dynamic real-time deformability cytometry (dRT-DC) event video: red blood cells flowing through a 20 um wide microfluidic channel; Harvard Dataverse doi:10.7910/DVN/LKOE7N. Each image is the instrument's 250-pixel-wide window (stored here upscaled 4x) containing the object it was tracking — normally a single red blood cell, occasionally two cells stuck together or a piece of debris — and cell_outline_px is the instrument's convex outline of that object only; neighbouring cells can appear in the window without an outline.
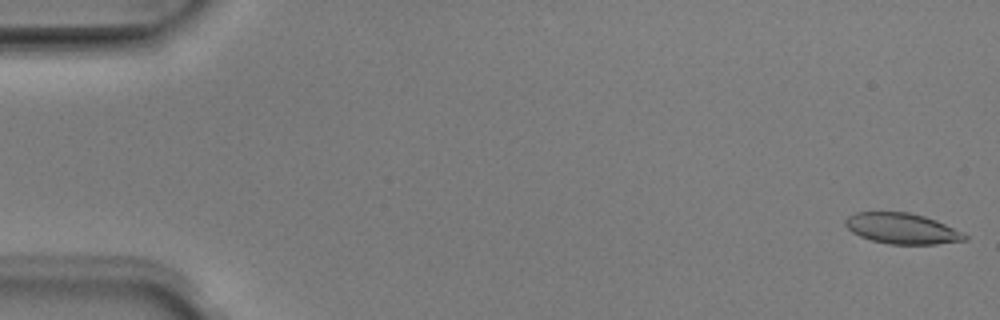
{"species": "Egyptian fruit bat (a non-hibernating species)", "species_latin": "Rousettus aegyptiacus", "temperature_condition": "room temperature", "stored_images_in_passage": 51, "camera_frame_rate_fps": 3000, "um_per_image_px": 0.085, "animal": {"sex": "male"}, "frame": {"image": 1, "passage_image": 1, "time_ms": 0.0, "image_size_px": [1000, 320], "cell_outline_px": [[968, 240], [936, 244], [888, 244], [872, 240], [860, 236], [852, 232], [844, 224], [844, 220], [848, 216], [856, 212], [908, 212], [924, 216], [936, 220], [964, 232], [968, 236]], "centroid_in_image_um": [76.69, 19.42], "position_along_channel_um": 8.3, "area_um2": 21.44}}
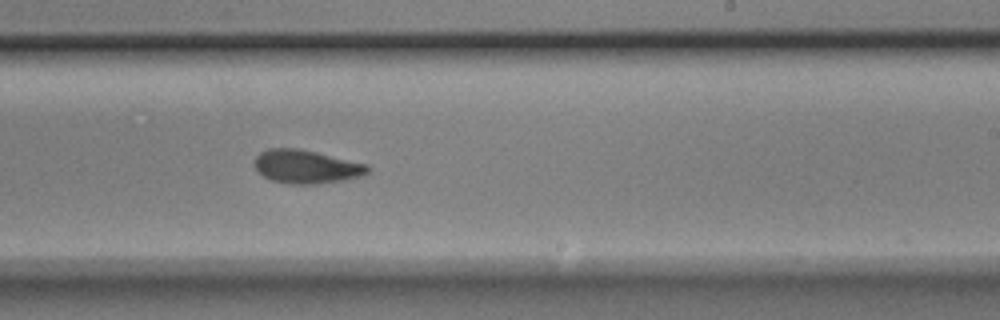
{"frame": {"image": 2, "passage_image": 31, "time_ms": 10.0, "image_size_px": [1000, 320], "cell_outline_px": [[372, 168], [364, 176], [348, 180], [316, 184], [288, 184], [272, 180], [256, 172], [252, 164], [256, 156], [260, 152], [268, 148], [296, 148], [316, 152], [368, 164]], "centroid_in_image_um": [26.04, 14.18], "position_along_channel_um": 263.0, "area_um2": 22.54}}
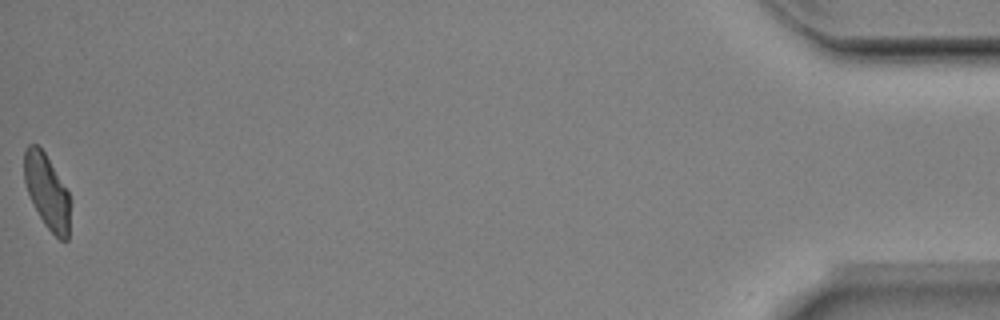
{"frame": {"image": 3, "passage_image": 51, "time_ms": 16.667, "image_size_px": [1000, 320], "cell_outline_px": [[68, 240], [60, 240], [44, 224], [28, 192], [24, 180], [24, 148], [28, 144], [36, 144], [44, 152], [68, 192]], "centroid_in_image_um": [3.95, 16.24], "position_along_channel_um": 431.2, "area_um2": 19.19}, "authors_computed_cell_mechanics": {"area_um2": 21.964, "velocity_mm_per_s": 3.9792, "shape_relaxation_time_tau1_ms": 4.3566, "shape_relaxation_time_tau2_ms": 2.6747, "deformation_change_tau1": 0.1472, "deformation_change_tau2": 0.0717}}